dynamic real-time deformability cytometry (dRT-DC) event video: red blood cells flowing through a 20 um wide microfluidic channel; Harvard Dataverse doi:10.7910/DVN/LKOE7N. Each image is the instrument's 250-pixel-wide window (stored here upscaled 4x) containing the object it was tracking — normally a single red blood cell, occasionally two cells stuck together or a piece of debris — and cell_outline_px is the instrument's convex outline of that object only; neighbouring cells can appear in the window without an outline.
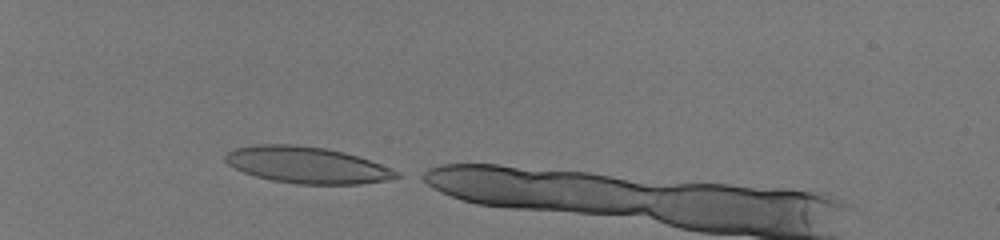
{"species": "human", "species_latin": "Homo sapiens", "temperature_condition": "room temperature", "stored_images_in_passage": 32, "camera_frame_rate_fps": 3000, "um_per_image_px": 0.085, "donor": {"sex": "male"}, "frame": {"image": 1, "passage_image": 1, "time_ms": 0.0, "image_size_px": [1000, 240], "cell_outline_px": [[400, 176], [388, 180], [360, 184], [296, 184], [272, 180], [256, 176], [244, 172], [228, 164], [224, 160], [224, 156], [232, 148], [252, 144], [292, 144], [324, 148], [344, 152], [380, 164], [400, 172]], "centroid_in_image_um": [26.06, 14.02], "position_along_channel_um": 58.9, "area_um2": 36.36}}
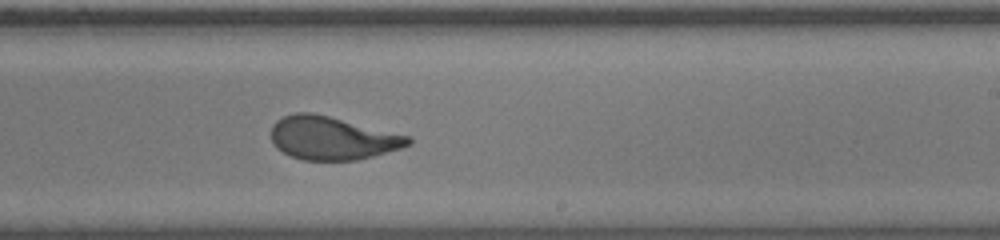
{"frame": {"image": 2, "passage_image": 19, "time_ms": 6.0, "image_size_px": [1000, 240], "cell_outline_px": [[412, 144], [400, 148], [372, 156], [356, 160], [304, 160], [292, 156], [276, 148], [272, 144], [272, 124], [276, 120], [284, 116], [296, 112], [312, 112], [412, 136]], "centroid_in_image_um": [28.24, 11.73], "position_along_channel_um": 260.8, "area_um2": 34.51}}
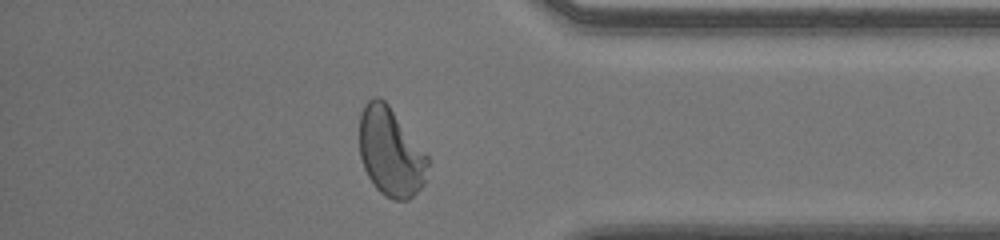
{"frame": {"image": 3, "passage_image": 30, "time_ms": 9.667, "image_size_px": [1000, 240], "cell_outline_px": [[428, 164], [424, 184], [408, 200], [392, 200], [384, 196], [372, 184], [364, 168], [360, 156], [360, 112], [364, 104], [372, 96], [380, 96], [388, 104], [428, 156]], "centroid_in_image_um": [33.18, 12.92], "position_along_channel_um": 402.0, "area_um2": 35.32}}